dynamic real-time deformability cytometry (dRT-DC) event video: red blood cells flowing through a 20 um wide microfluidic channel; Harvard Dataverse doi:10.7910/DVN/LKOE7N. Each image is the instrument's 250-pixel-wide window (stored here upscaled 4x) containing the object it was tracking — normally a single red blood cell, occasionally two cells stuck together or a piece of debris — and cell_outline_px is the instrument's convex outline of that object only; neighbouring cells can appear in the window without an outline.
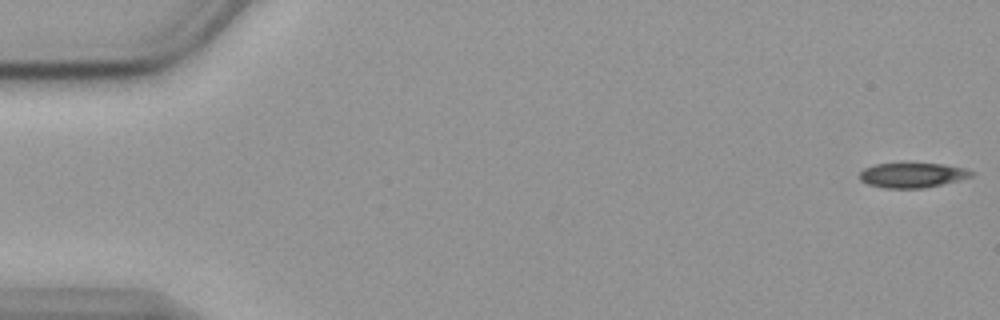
{"species": "common noctule bat (a hibernating species)", "species_latin": "Nyctalus noctula", "temperature_condition": "cold", "stored_images_in_passage": 55, "camera_frame_rate_fps": 3000, "um_per_image_px": 0.085, "animal": {"sex": "female", "body_mass_g": 19.9}, "frame": {"image": 1, "passage_image": 1, "time_ms": 0.0, "image_size_px": [1000, 320], "cell_outline_px": [[972, 176], [960, 180], [924, 188], [884, 188], [868, 184], [860, 180], [856, 176], [864, 168], [876, 164], [900, 160], [908, 160], [944, 164], [964, 168], [972, 172]], "centroid_in_image_um": [77.48, 14.83], "position_along_channel_um": 7.5, "area_um2": 17.17}}
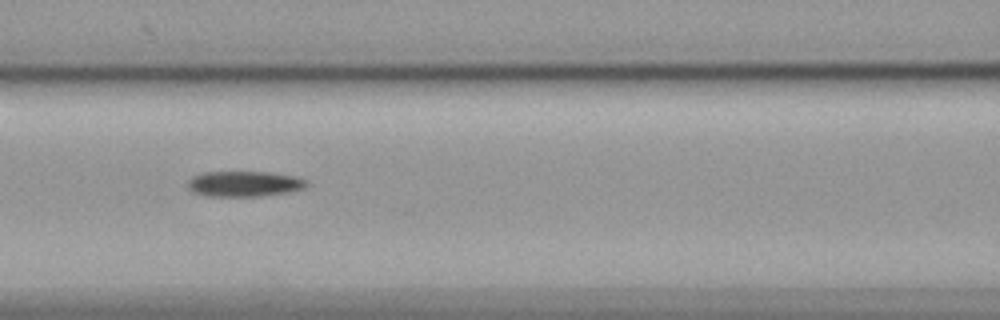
{"frame": {"image": 2, "passage_image": 24, "time_ms": 7.667, "image_size_px": [1000, 320], "cell_outline_px": [[308, 188], [288, 192], [260, 196], [208, 196], [192, 192], [188, 188], [188, 180], [192, 176], [204, 172], [272, 172], [296, 176], [308, 180]], "centroid_in_image_um": [20.8, 15.62], "position_along_channel_um": 145.8, "area_um2": 17.92}}
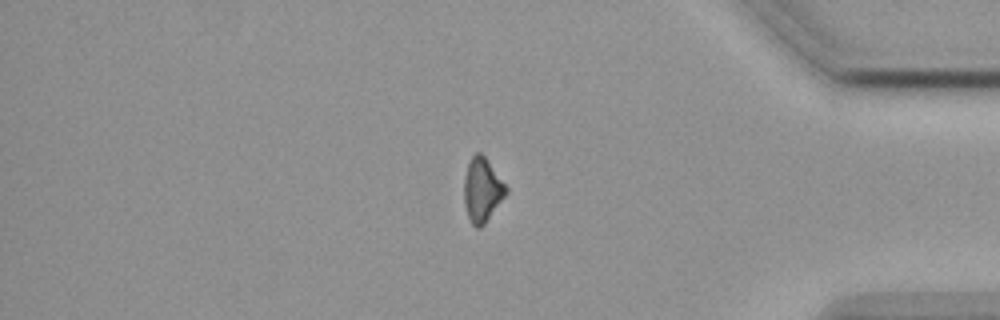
{"frame": {"image": 3, "passage_image": 47, "time_ms": 15.333, "image_size_px": [1000, 320], "cell_outline_px": [[508, 192], [484, 224], [480, 228], [476, 228], [472, 224], [468, 216], [464, 204], [464, 176], [468, 164], [472, 156], [476, 152], [480, 152], [484, 156], [508, 188]], "centroid_in_image_um": [40.97, 16.15], "position_along_channel_um": 394.2, "area_um2": 15.49}}